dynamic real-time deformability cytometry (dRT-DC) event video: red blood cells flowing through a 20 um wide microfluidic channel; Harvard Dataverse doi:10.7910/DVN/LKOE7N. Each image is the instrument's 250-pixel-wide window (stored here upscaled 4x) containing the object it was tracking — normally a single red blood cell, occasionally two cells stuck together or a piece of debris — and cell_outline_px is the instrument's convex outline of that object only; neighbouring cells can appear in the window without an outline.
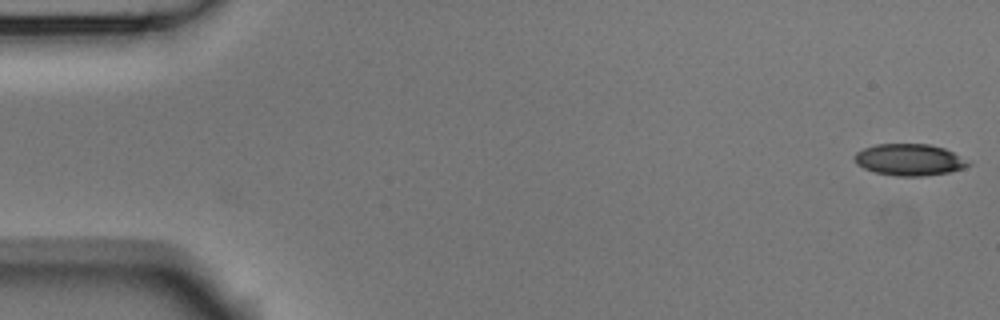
{"species": "Egyptian fruit bat (a non-hibernating species)", "species_latin": "Rousettus aegyptiacus", "temperature_condition": "room temperature", "stored_images_in_passage": 3, "camera_frame_rate_fps": 3000, "um_per_image_px": 0.085, "animal": {"sex": "male"}, "frame": {"image": 1, "passage_image": 3, "time_ms": 0.667, "image_size_px": [1000, 320], "cell_outline_px": [[972, 164], [964, 168], [948, 172], [924, 176], [896, 176], [876, 172], [864, 168], [856, 164], [852, 156], [856, 152], [864, 148], [876, 144], [928, 144], [944, 148], [952, 152]], "centroid_in_image_um": [77.25, 13.58], "position_along_channel_um": 7.7, "area_um2": 20.87}}